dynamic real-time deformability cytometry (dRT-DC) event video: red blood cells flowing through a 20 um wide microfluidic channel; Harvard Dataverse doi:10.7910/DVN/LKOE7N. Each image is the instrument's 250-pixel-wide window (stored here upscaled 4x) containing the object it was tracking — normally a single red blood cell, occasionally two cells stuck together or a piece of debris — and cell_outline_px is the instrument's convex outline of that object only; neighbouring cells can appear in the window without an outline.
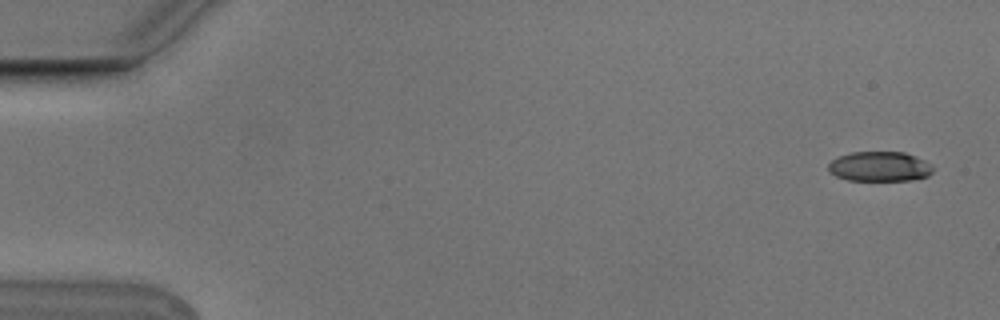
{"species": "Egyptian fruit bat (a non-hibernating species)", "species_latin": "Rousettus aegyptiacus", "temperature_condition": "cold", "stored_images_in_passage": 6, "camera_frame_rate_fps": 3000, "um_per_image_px": 0.085, "animal": {"sex": "male"}, "frame": {"image": 1, "passage_image": 1, "time_ms": 0.0, "image_size_px": [1000, 320], "cell_outline_px": [[932, 172], [928, 176], [908, 180], [848, 180], [836, 176], [828, 172], [828, 164], [832, 160], [840, 156], [852, 152], [904, 152], [916, 156], [932, 164]], "centroid_in_image_um": [74.76, 14.15], "position_along_channel_um": 10.2, "area_um2": 18.15}}